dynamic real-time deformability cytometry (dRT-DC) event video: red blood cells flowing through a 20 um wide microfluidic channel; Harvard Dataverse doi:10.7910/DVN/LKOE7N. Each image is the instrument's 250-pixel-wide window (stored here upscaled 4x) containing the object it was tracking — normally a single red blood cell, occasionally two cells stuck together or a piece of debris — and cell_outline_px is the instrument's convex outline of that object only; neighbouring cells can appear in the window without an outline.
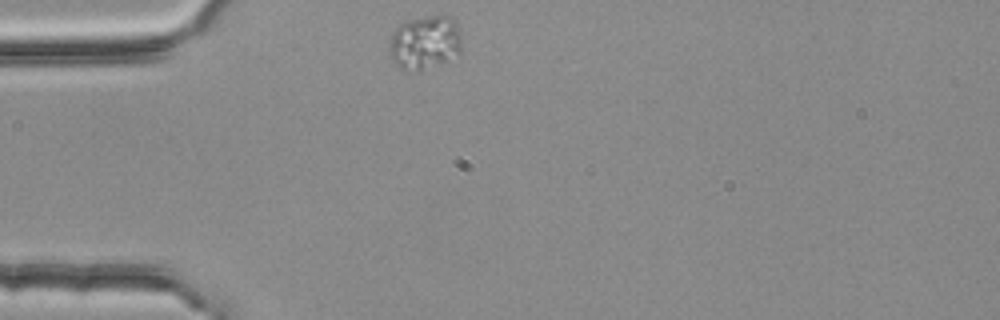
{"species": "common noctule bat (a hibernating species)", "species_latin": "Nyctalus noctula", "temperature_condition": "room temperature", "stored_images_in_passage": 44, "camera_frame_rate_fps": 3000, "um_per_image_px": 0.085, "animal": {"sex": "female", "body_mass_g": 25.1}, "frame": {"image": 1, "passage_image": 1, "time_ms": 0.0, "image_size_px": [1000, 320], "cell_outline_px": [[460, 52], [440, 64], [420, 72], [404, 72], [388, 56], [388, 44], [392, 32], [400, 24], [408, 20], [432, 16], [452, 16], [456, 20], [460, 32]], "centroid_in_image_um": [36.07, 3.65], "position_along_channel_um": 48.9, "area_um2": 23.24}}
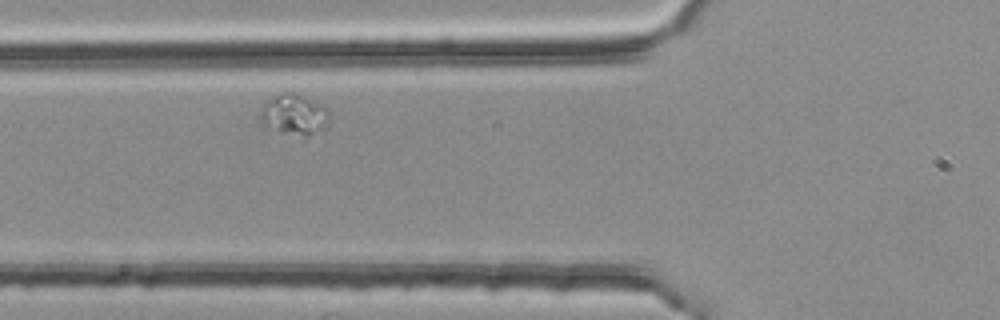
{"frame": {"image": 2, "passage_image": 7, "time_ms": 2.0, "image_size_px": [1000, 320], "cell_outline_px": [[328, 120], [320, 128], [308, 136], [304, 136], [280, 132], [264, 128], [260, 124], [260, 108], [268, 100], [284, 92], [292, 92], [324, 104], [328, 108]], "centroid_in_image_um": [24.93, 9.73], "position_along_channel_um": 100.9, "area_um2": 16.3}}